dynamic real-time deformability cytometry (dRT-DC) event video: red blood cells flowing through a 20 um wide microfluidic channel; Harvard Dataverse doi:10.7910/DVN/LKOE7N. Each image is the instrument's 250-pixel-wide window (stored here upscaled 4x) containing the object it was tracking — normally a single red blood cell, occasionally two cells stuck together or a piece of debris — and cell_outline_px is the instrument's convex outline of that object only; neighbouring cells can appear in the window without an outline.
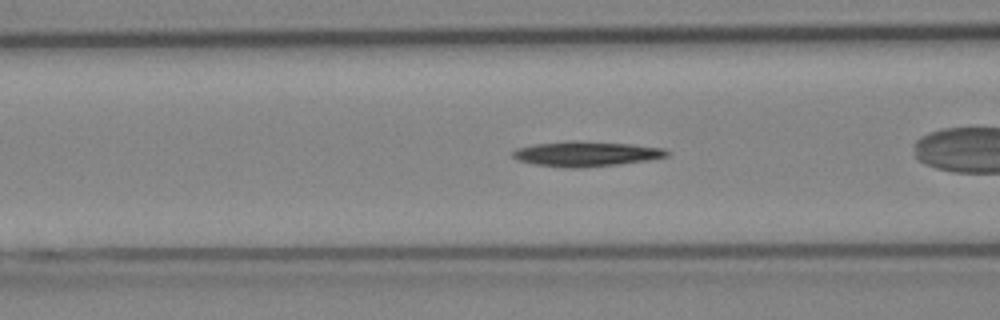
{"species": "Egyptian fruit bat (a non-hibernating species)", "species_latin": "Rousettus aegyptiacus", "temperature_condition": "cold", "stored_images_in_passage": 45, "camera_frame_rate_fps": 3000, "um_per_image_px": 0.085, "animal": {"sex": "female"}, "frame": {"image": 1, "passage_image": 13, "time_ms": 4.0, "image_size_px": [1000, 320], "cell_outline_px": [[672, 152], [668, 156], [648, 160], [620, 164], [584, 168], [568, 168], [532, 164], [520, 160], [512, 156], [512, 152], [516, 148], [536, 144], [576, 140], [632, 144], [664, 148]], "centroid_in_image_um": [49.86, 13.08], "position_along_channel_um": 116.7, "area_um2": 22.66}}
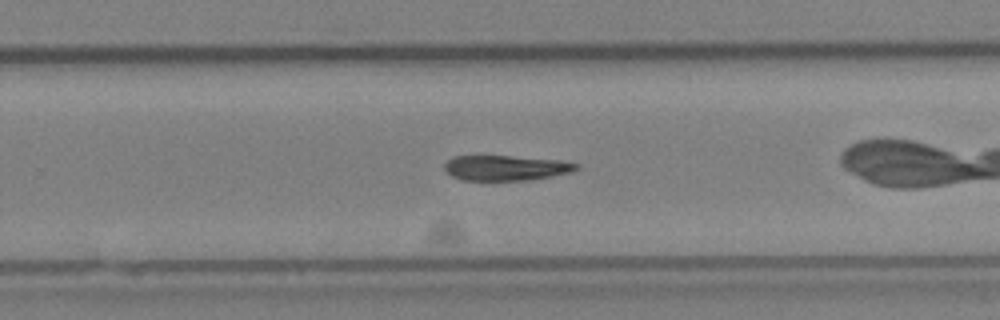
{"frame": {"image": 2, "passage_image": 26, "time_ms": 8.333, "image_size_px": [1000, 320], "cell_outline_px": [[580, 168], [572, 172], [552, 176], [528, 180], [460, 180], [452, 176], [444, 168], [444, 164], [452, 156], [512, 156], [560, 160], [580, 164]], "centroid_in_image_um": [43.02, 14.27], "position_along_channel_um": 286.8, "area_um2": 19.42}}
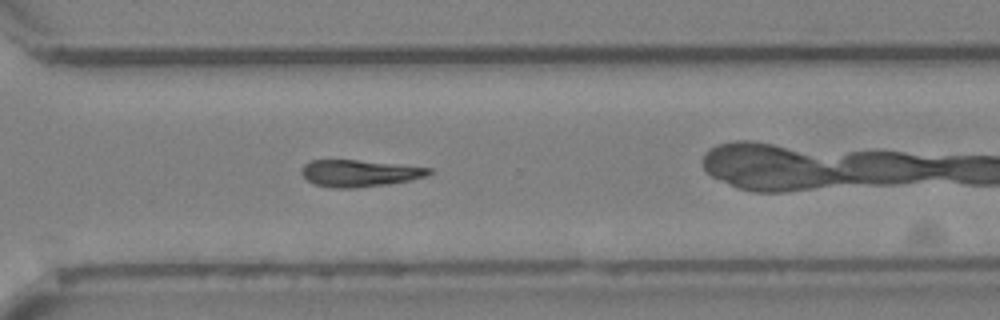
{"frame": {"image": 3, "passage_image": 30, "time_ms": 9.667, "image_size_px": [1000, 320], "cell_outline_px": [[432, 172], [428, 176], [388, 184], [356, 188], [332, 188], [316, 184], [308, 180], [300, 172], [304, 164], [312, 160], [356, 160], [432, 168]], "centroid_in_image_um": [30.54, 14.73], "position_along_channel_um": 340.1, "area_um2": 19.71}, "authors_computed_cell_mechanics": {"area_um2": 20.6346, "velocity_mm_per_s": 3.9406, "shape_relaxation_time_tau1_ms": 6.1554, "shape_relaxation_time_tau2_ms": null, "deformation_change_tau1": 0.15, "deformation_change_tau2": null}}